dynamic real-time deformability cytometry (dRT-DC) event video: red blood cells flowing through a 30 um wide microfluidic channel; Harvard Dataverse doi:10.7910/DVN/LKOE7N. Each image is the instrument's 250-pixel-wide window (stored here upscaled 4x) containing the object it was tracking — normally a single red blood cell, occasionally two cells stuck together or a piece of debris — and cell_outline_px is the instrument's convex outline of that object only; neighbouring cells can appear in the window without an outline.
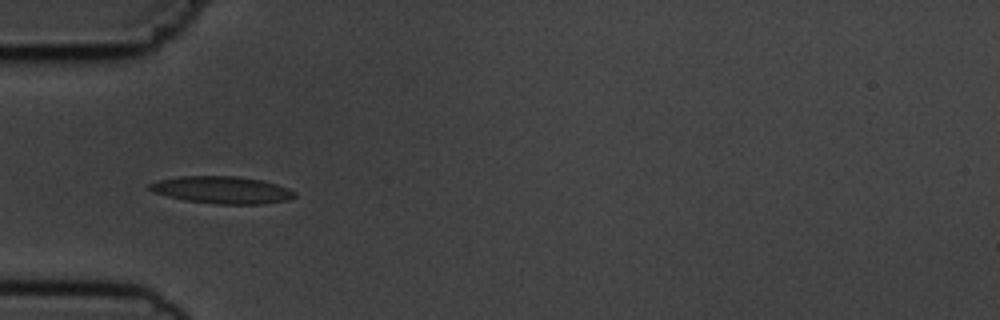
{"species": "common noctule bat (a hibernating species)", "species_latin": "Nyctalus noctula", "temperature_condition": "cold", "stored_images_in_passage": 8, "camera_frame_rate_fps": 3000, "um_per_image_px": 0.085, "animal": {"sex": "male", "body_mass_g": 19.5, "forearm_length_mm": 54.6}, "frame": {"image": 1, "passage_image": 6, "time_ms": 6.0, "image_size_px": [1000, 320], "cell_outline_px": [[296, 196], [288, 200], [264, 204], [216, 204], [184, 200], [168, 196], [156, 192], [148, 188], [148, 184], [160, 180], [180, 176], [236, 176], [264, 180], [288, 188], [296, 192]], "centroid_in_image_um": [18.92, 16.14], "position_along_channel_um": 66.1, "area_um2": 23.0}}
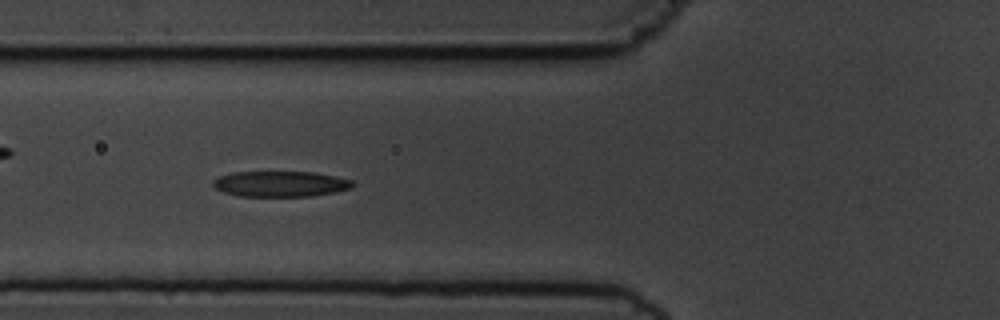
{"frame": {"image": 2, "passage_image": 7, "time_ms": 7.0, "image_size_px": [1000, 320], "cell_outline_px": [[356, 184], [352, 188], [336, 192], [312, 196], [236, 196], [224, 192], [216, 188], [212, 184], [212, 180], [220, 176], [232, 172], [312, 172], [352, 180]], "centroid_in_image_um": [23.84, 15.64], "position_along_channel_um": 102.0, "area_um2": 20.87}}
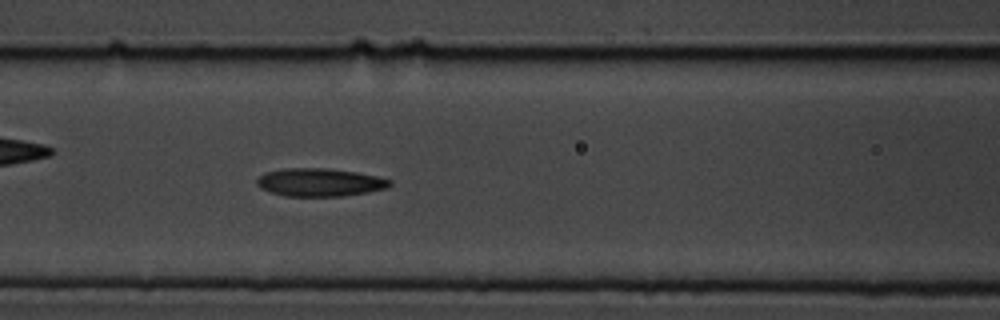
{"frame": {"image": 3, "passage_image": 8, "time_ms": 8.0, "image_size_px": [1000, 320], "cell_outline_px": [[392, 184], [388, 188], [368, 192], [344, 196], [284, 196], [260, 188], [256, 184], [256, 180], [264, 172], [284, 168], [324, 168], [356, 172], [376, 176], [392, 180]], "centroid_in_image_um": [27.18, 15.5], "position_along_channel_um": 139.4, "area_um2": 21.79}}